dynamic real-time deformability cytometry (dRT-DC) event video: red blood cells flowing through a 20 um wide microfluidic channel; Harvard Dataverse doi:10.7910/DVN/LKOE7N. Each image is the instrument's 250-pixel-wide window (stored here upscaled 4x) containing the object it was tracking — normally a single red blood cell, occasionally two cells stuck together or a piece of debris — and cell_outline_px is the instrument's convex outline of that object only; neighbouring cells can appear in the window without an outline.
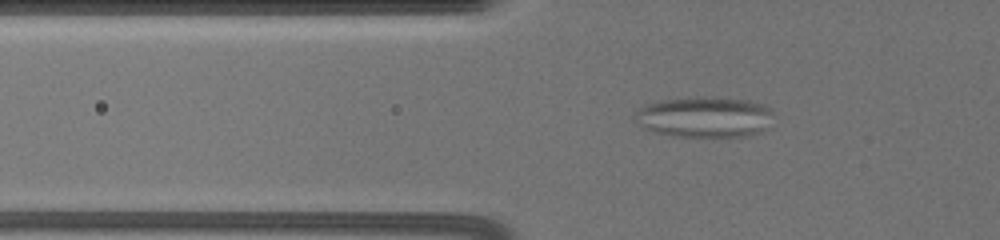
{"species": "common noctule bat (a hibernating species)", "species_latin": "Nyctalus noctula", "temperature_condition": "warm", "stored_images_in_passage": 17, "camera_frame_rate_fps": 3000, "um_per_image_px": 0.085, "animal": {"sex": "female", "body_mass_g": 19.5, "forearm_length_mm": 54.1}, "frame": {"image": 1, "passage_image": 5, "time_ms": 0.667, "image_size_px": [1000, 240], "cell_outline_px": [[776, 112], [760, 132], [744, 136], [676, 136], [656, 132], [644, 128], [632, 120], [632, 116], [644, 104], [660, 100], [696, 96], [716, 96], [748, 100], [772, 108]], "centroid_in_image_um": [59.84, 9.91], "position_along_channel_um": 66.0, "area_um2": 33.23}}
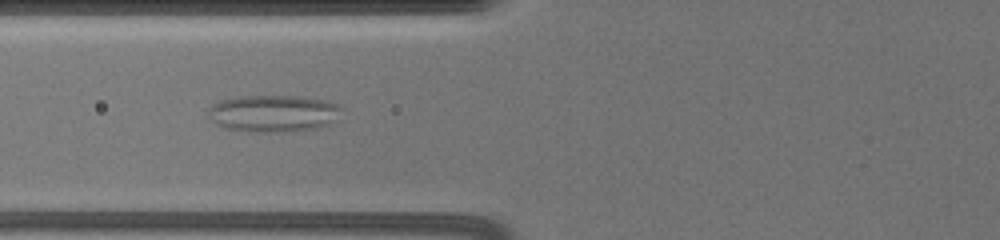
{"frame": {"image": 2, "passage_image": 14, "time_ms": 2.0, "image_size_px": [1000, 240], "cell_outline_px": [[344, 108], [328, 124], [320, 128], [288, 132], [248, 132], [224, 128], [216, 124], [208, 116], [208, 112], [212, 104], [220, 100], [244, 96], [296, 96], [320, 100], [336, 104]], "centroid_in_image_um": [23.19, 9.66], "position_along_channel_um": 102.6, "area_um2": 28.67}}